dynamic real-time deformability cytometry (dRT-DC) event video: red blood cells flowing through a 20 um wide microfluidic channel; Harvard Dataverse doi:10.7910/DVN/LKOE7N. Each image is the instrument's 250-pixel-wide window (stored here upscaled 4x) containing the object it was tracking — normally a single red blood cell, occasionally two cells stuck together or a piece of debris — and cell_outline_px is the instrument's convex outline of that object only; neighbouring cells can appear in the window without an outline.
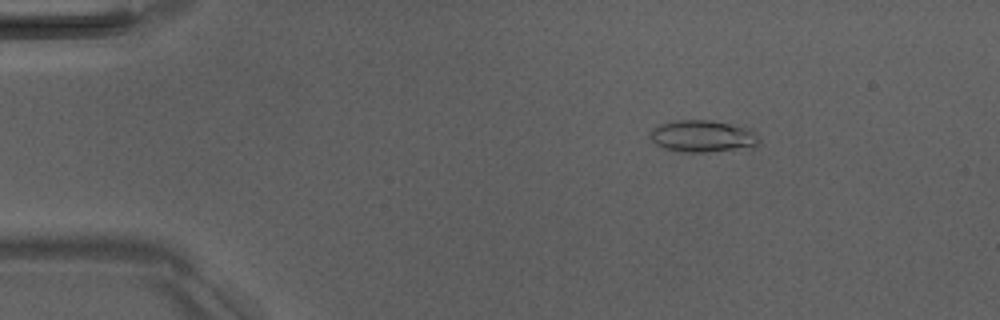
{"species": "Egyptian fruit bat (a non-hibernating species)", "species_latin": "Rousettus aegyptiacus", "temperature_condition": "room temperature", "stored_images_in_passage": 6, "camera_frame_rate_fps": 3000, "um_per_image_px": 0.085, "animal": {"sex": "male"}, "frame": {"image": 1, "passage_image": 3, "time_ms": 2.667, "image_size_px": [1000, 320], "cell_outline_px": [[760, 144], [756, 148], [704, 152], [680, 152], [664, 148], [656, 144], [648, 136], [652, 128], [660, 124], [672, 120], [712, 120], [752, 128], [760, 136]], "centroid_in_image_um": [59.8, 11.58], "position_along_channel_um": 25.2, "area_um2": 20.98}}